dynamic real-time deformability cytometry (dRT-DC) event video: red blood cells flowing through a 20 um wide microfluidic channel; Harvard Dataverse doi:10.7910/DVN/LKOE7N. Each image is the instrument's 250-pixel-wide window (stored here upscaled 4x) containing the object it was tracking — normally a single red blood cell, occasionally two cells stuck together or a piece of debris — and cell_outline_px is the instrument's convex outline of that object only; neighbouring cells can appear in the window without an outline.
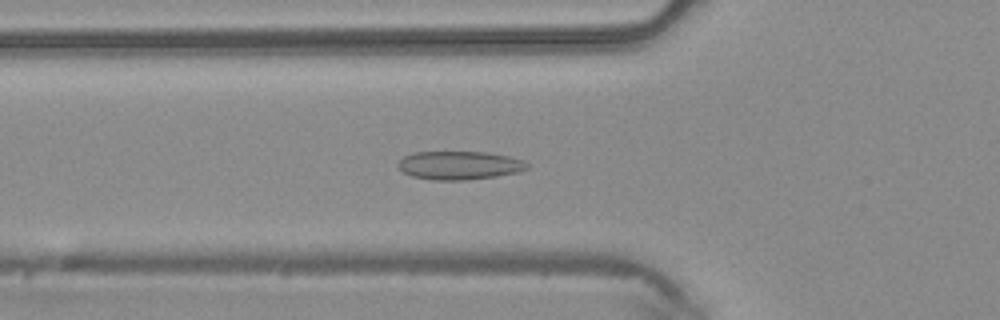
{"species": "common noctule bat (a hibernating species)", "species_latin": "Nyctalus noctula", "temperature_condition": "warm", "stored_images_in_passage": 42, "camera_frame_rate_fps": 3000, "um_per_image_px": 0.085, "animal": {"sex": "male", "body_mass_g": 20.4}, "frame": {"image": 1, "passage_image": 12, "time_ms": 3.667, "image_size_px": [1000, 320], "cell_outline_px": [[528, 168], [516, 172], [496, 176], [464, 180], [432, 180], [412, 176], [404, 172], [396, 164], [404, 156], [412, 152], [488, 152], [508, 156], [524, 160], [528, 164]], "centroid_in_image_um": [39.03, 14.05], "position_along_channel_um": 86.8, "area_um2": 21.33}}
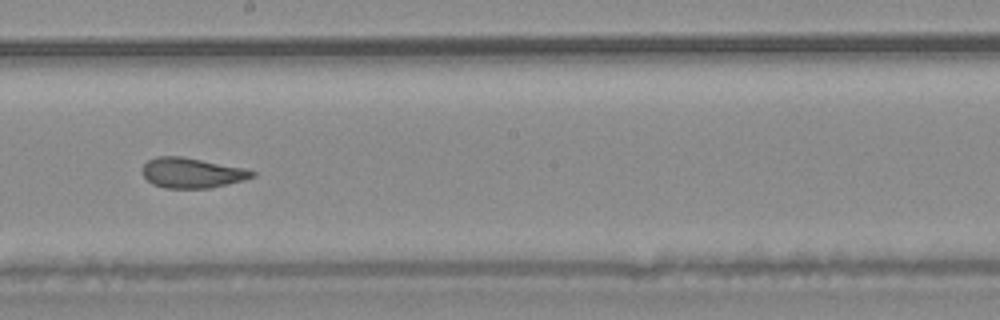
{"frame": {"image": 2, "passage_image": 22, "time_ms": 7.0, "image_size_px": [1000, 320], "cell_outline_px": [[256, 176], [244, 180], [228, 184], [208, 188], [164, 188], [152, 184], [144, 176], [144, 164], [148, 160], [156, 156], [180, 156], [244, 168], [256, 172]], "centroid_in_image_um": [16.32, 14.7], "position_along_channel_um": 231.9, "area_um2": 19.13}}
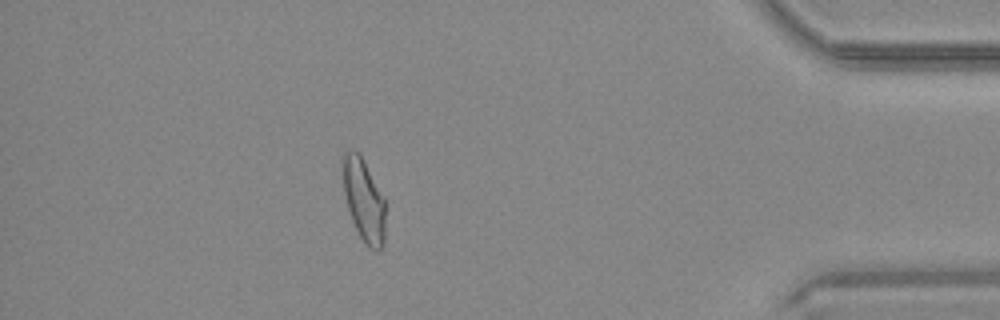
{"frame": {"image": 3, "passage_image": 37, "time_ms": 12.0, "image_size_px": [1000, 320], "cell_outline_px": [[384, 244], [380, 252], [376, 252], [360, 236], [352, 220], [348, 208], [344, 192], [340, 164], [340, 160], [344, 152], [352, 148], [360, 156], [384, 196]], "centroid_in_image_um": [30.89, 16.96], "position_along_channel_um": 404.3, "area_um2": 20.46}}